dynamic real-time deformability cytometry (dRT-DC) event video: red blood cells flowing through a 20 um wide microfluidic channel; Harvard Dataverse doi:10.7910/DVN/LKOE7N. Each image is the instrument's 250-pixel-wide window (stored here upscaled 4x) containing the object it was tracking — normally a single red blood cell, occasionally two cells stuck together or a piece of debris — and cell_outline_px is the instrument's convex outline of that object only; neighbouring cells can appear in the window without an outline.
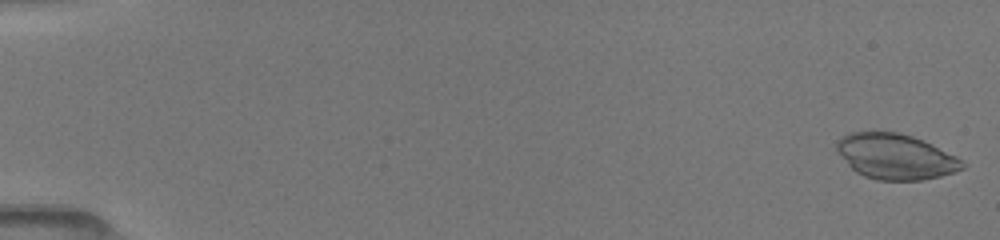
{"species": "common noctule bat (a hibernating species)", "species_latin": "Nyctalus noctula", "temperature_condition": "room temperature", "stored_images_in_passage": 9, "camera_frame_rate_fps": 3000, "um_per_image_px": 0.085, "animal": {"sex": "female", "body_mass_g": 19.5, "forearm_length_mm": 54.1}, "frame": {"image": 1, "passage_image": 1, "time_ms": 0.0, "image_size_px": [1000, 240], "cell_outline_px": [[964, 168], [940, 176], [924, 180], [876, 180], [864, 176], [856, 172], [848, 164], [836, 148], [836, 140], [840, 136], [848, 132], [896, 132], [912, 136], [924, 140], [956, 156], [964, 164]], "centroid_in_image_um": [76.1, 13.3], "position_along_channel_um": 8.9, "area_um2": 33.12}}